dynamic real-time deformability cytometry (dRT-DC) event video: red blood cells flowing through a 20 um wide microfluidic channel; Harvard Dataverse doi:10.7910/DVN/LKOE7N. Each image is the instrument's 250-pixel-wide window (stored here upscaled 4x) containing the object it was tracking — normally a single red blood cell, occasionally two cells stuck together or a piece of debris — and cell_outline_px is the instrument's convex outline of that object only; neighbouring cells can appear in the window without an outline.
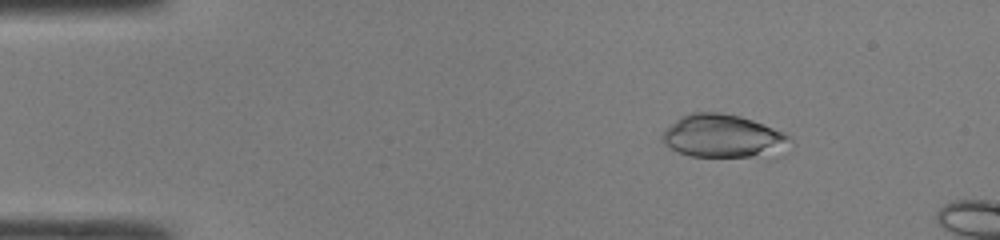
{"species": "common noctule bat (a hibernating species)", "species_latin": "Nyctalus noctula", "temperature_condition": "room temperature", "stored_images_in_passage": 11, "camera_frame_rate_fps": 3000, "um_per_image_px": 0.085, "animal": {"sex": "male", "body_mass_g": 19.0, "forearm_length_mm": 50.8}, "frame": {"image": 1, "passage_image": 7, "time_ms": 2.0, "image_size_px": [1000, 240], "cell_outline_px": [[788, 136], [784, 140], [752, 156], [692, 156], [680, 152], [672, 148], [660, 136], [664, 128], [680, 116], [692, 112], [720, 112], [740, 116], [764, 124]], "centroid_in_image_um": [61.16, 11.49], "position_along_channel_um": 23.8, "area_um2": 29.88}}